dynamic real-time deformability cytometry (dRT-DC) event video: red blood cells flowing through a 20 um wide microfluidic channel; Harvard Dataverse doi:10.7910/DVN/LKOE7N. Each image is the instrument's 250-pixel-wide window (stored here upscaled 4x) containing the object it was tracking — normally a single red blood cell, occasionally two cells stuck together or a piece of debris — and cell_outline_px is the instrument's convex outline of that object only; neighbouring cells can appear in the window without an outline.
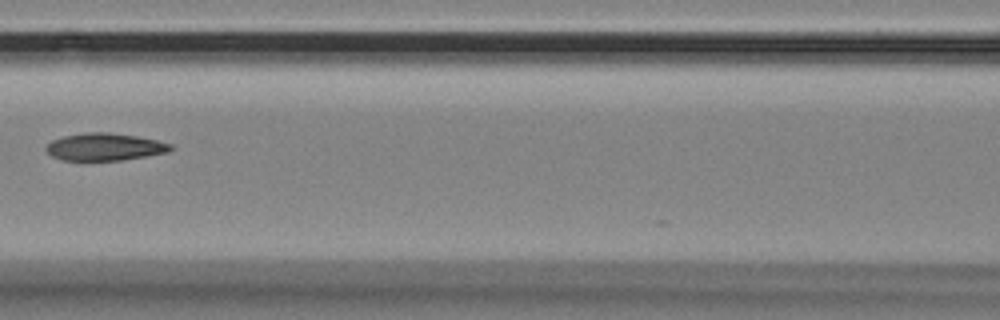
{"species": "Egyptian fruit bat (a non-hibernating species)", "species_latin": "Rousettus aegyptiacus", "temperature_condition": "room temperature", "stored_images_in_passage": 7, "camera_frame_rate_fps": 3000, "um_per_image_px": 0.085, "animal": {"sex": "female"}, "frame": {"image": 1, "passage_image": 4, "time_ms": 1.0, "image_size_px": [1000, 320], "cell_outline_px": [[176, 148], [168, 152], [120, 160], [60, 160], [52, 156], [44, 148], [52, 140], [64, 136], [84, 132], [108, 132], [136, 136], [156, 140], [172, 144]], "centroid_in_image_um": [8.9, 12.48], "position_along_channel_um": 157.7, "area_um2": 19.83}}
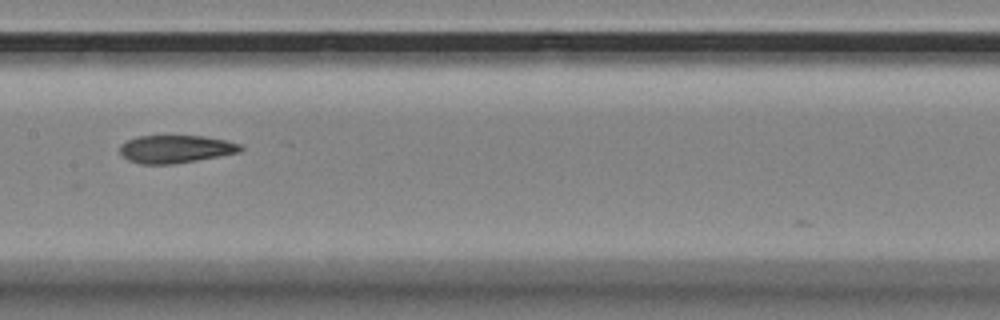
{"frame": {"image": 2, "passage_image": 5, "time_ms": 1.333, "image_size_px": [1000, 320], "cell_outline_px": [[244, 148], [240, 152], [196, 160], [172, 164], [140, 164], [128, 160], [120, 152], [120, 144], [136, 136], [204, 136], [224, 140], [240, 144]], "centroid_in_image_um": [14.91, 12.66], "position_along_channel_um": 192.5, "area_um2": 19.42}}
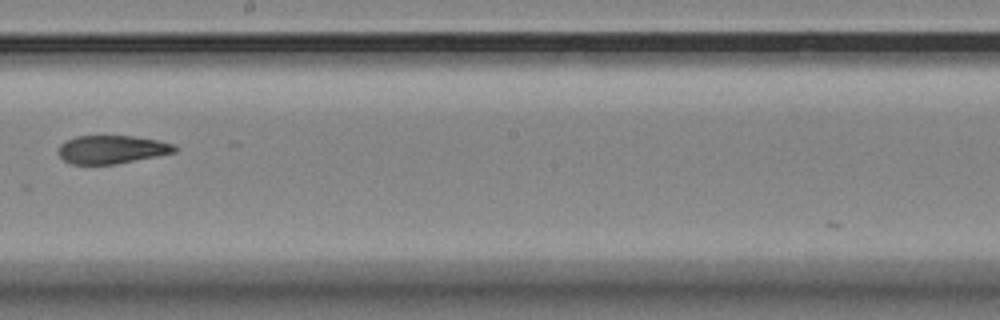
{"frame": {"image": 3, "passage_image": 6, "time_ms": 1.667, "image_size_px": [1000, 320], "cell_outline_px": [[180, 148], [176, 152], [116, 164], [72, 164], [64, 160], [60, 156], [60, 144], [76, 136], [132, 136], [156, 140], [172, 144]], "centroid_in_image_um": [9.53, 12.71], "position_along_channel_um": 238.7, "area_um2": 18.9}}